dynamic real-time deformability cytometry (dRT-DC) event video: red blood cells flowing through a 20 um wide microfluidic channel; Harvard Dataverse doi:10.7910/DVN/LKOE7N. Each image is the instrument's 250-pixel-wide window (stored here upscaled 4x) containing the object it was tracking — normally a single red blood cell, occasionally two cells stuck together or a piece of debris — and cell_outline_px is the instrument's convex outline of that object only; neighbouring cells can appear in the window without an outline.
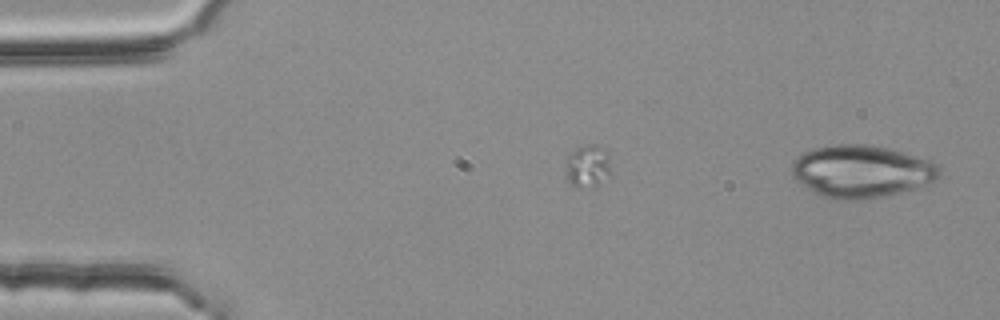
{"species": "common noctule bat (a hibernating species)", "species_latin": "Nyctalus noctula", "temperature_condition": "room temperature", "stored_images_in_passage": 14, "camera_frame_rate_fps": 3000, "um_per_image_px": 0.085, "animal": {"sex": "female", "body_mass_g": 25.1}, "frame": {"image": 1, "passage_image": 14, "time_ms": 4.333, "image_size_px": [1000, 320], "cell_outline_px": [[940, 176], [936, 180], [900, 192], [860, 200], [836, 200], [820, 196], [796, 180], [792, 176], [788, 168], [792, 160], [804, 152], [812, 148], [836, 144], [864, 144], [888, 148], [932, 160], [940, 168]], "centroid_in_image_um": [73.17, 14.55], "position_along_channel_um": 11.8, "area_um2": 45.32}}